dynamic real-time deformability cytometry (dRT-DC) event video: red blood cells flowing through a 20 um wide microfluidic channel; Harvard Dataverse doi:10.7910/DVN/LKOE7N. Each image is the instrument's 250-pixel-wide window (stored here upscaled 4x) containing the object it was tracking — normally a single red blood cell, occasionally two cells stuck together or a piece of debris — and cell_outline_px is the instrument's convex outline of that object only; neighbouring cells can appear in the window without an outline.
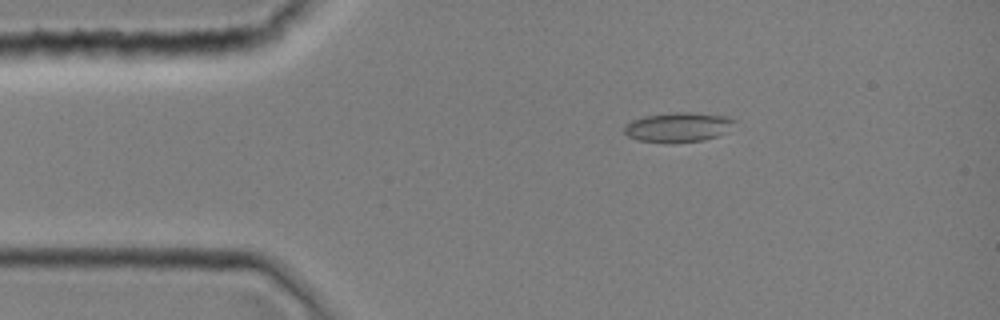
{"species": "common noctule bat (a hibernating species)", "species_latin": "Nyctalus noctula", "temperature_condition": "room temperature", "stored_images_in_passage": 1, "camera_frame_rate_fps": 3000, "um_per_image_px": 0.085, "animal": {"sex": "female", "body_mass_g": 19.0, "forearm_length_mm": 51.5}, "frame": {"image": 1, "passage_image": 1, "time_ms": 0.0, "image_size_px": [1000, 320], "cell_outline_px": [[736, 120], [728, 132], [704, 140], [672, 144], [668, 144], [640, 140], [628, 136], [624, 132], [624, 124], [632, 120], [644, 116], [672, 112], [688, 112], [728, 116]], "centroid_in_image_um": [57.64, 10.82], "position_along_channel_um": 27.4, "area_um2": 19.36}}